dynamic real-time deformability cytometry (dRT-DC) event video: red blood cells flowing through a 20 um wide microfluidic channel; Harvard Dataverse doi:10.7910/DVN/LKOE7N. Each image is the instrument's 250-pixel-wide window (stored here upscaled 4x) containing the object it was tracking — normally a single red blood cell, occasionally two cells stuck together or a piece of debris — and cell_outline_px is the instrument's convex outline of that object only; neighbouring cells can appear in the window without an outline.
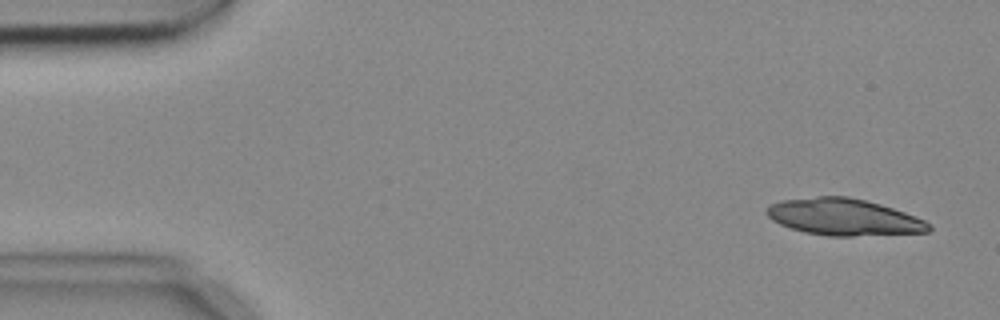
{"species": "common noctule bat (a hibernating species)", "species_latin": "Nyctalus noctula", "temperature_condition": "cold", "stored_images_in_passage": 9, "camera_frame_rate_fps": 3000, "um_per_image_px": 0.085, "animal": {"sex": "female", "body_mass_g": 18.4}, "frame": {"image": 1, "passage_image": 1, "time_ms": 0.0, "image_size_px": [1000, 320], "cell_outline_px": [[932, 228], [928, 232], [852, 236], [828, 236], [804, 232], [780, 224], [772, 220], [764, 212], [772, 204], [780, 200], [816, 196], [848, 196], [880, 204], [904, 212], [924, 220], [932, 224]], "centroid_in_image_um": [71.72, 18.45], "position_along_channel_um": 13.3, "area_um2": 34.62}}
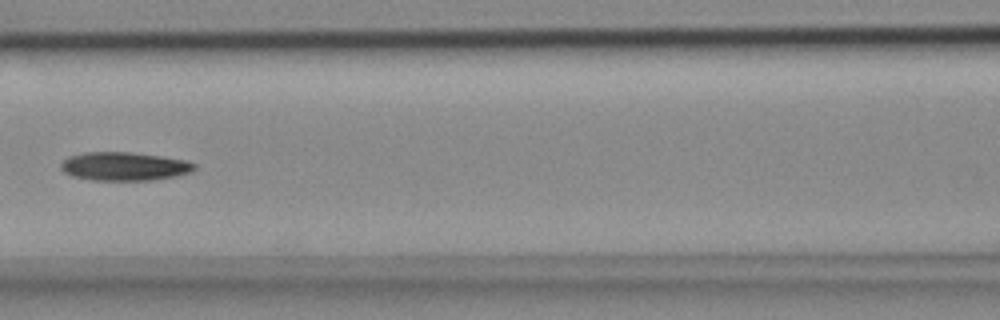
{"frame": {"image": 2, "passage_image": 7, "time_ms": 2.0, "image_size_px": [1000, 320], "cell_outline_px": [[196, 168], [192, 172], [176, 176], [152, 180], [92, 180], [72, 176], [64, 172], [60, 168], [60, 164], [68, 156], [84, 152], [128, 152], [160, 156], [184, 160], [196, 164]], "centroid_in_image_um": [10.55, 14.14], "position_along_channel_um": 156.1, "area_um2": 22.2}}
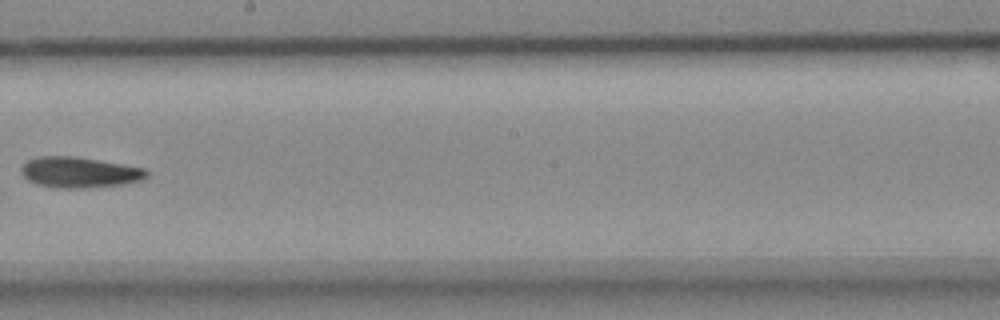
{"frame": {"image": 3, "passage_image": 9, "time_ms": 2.667, "image_size_px": [1000, 320], "cell_outline_px": [[148, 176], [140, 180], [124, 184], [80, 188], [56, 188], [36, 184], [28, 180], [24, 176], [20, 168], [28, 160], [36, 156], [76, 156], [144, 168], [148, 172]], "centroid_in_image_um": [6.72, 14.64], "position_along_channel_um": 241.5, "area_um2": 22.37}}